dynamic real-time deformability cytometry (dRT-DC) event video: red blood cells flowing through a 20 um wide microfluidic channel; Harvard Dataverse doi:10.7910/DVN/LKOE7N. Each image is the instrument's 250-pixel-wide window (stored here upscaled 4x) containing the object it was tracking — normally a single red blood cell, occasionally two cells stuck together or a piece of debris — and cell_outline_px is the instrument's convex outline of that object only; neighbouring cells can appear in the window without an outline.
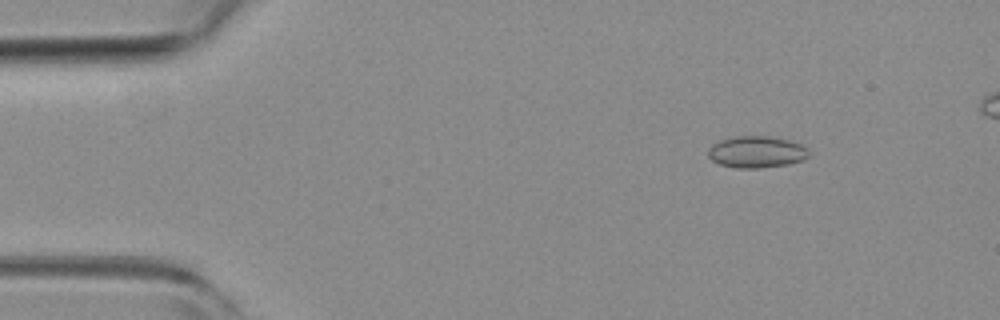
{"species": "common noctule bat (a hibernating species)", "species_latin": "Nyctalus noctula", "temperature_condition": "room temperature", "stored_images_in_passage": 6, "camera_frame_rate_fps": 3000, "um_per_image_px": 0.085, "animal": {"sex": "female", "body_mass_g": 19.3, "forearm_length_mm": 54.1}, "frame": {"image": 1, "passage_image": 1, "time_ms": 0.0, "image_size_px": [1000, 320], "cell_outline_px": [[808, 156], [804, 160], [788, 164], [760, 168], [736, 168], [720, 164], [712, 160], [708, 156], [708, 148], [712, 144], [720, 140], [736, 136], [768, 136], [792, 140], [808, 148]], "centroid_in_image_um": [64.31, 12.91], "position_along_channel_um": 20.7, "area_um2": 18.73}}
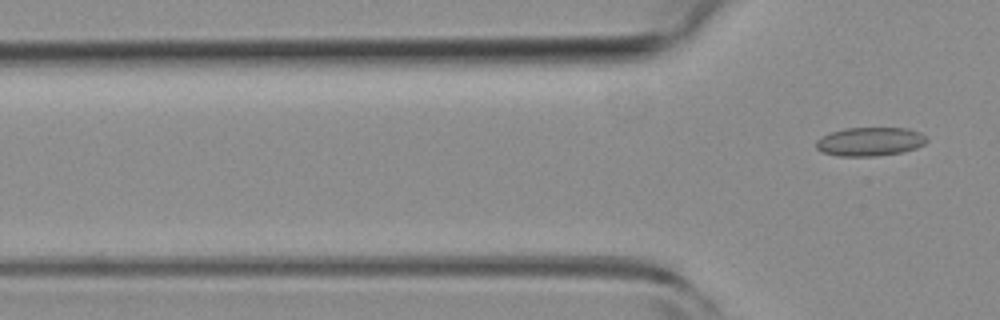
{"frame": {"image": 2, "passage_image": 6, "time_ms": 1.667, "image_size_px": [1000, 320], "cell_outline_px": [[928, 140], [924, 144], [916, 148], [900, 152], [876, 156], [836, 156], [820, 152], [816, 148], [816, 140], [832, 132], [844, 128], [908, 128], [920, 132], [928, 136]], "centroid_in_image_um": [73.96, 12.04], "position_along_channel_um": 51.8, "area_um2": 18.61}}